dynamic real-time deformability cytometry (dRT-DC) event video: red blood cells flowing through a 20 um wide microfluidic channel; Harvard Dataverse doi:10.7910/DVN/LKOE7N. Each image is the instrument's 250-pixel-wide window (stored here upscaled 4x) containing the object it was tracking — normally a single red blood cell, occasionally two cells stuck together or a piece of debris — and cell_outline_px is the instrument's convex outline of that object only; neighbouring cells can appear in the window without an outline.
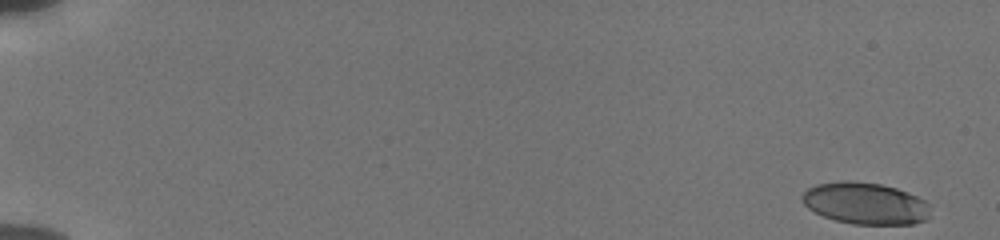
{"species": "human", "species_latin": "Homo sapiens", "temperature_condition": "cold", "stored_images_in_passage": 54, "camera_frame_rate_fps": 3000, "um_per_image_px": 0.085, "donor": {"sex": "male"}, "frame": {"image": 1, "passage_image": 1, "time_ms": 0.0, "image_size_px": [1000, 240], "cell_outline_px": [[928, 216], [924, 220], [912, 224], [852, 224], [836, 220], [824, 216], [808, 208], [800, 200], [800, 196], [808, 188], [816, 184], [840, 180], [852, 180], [880, 184], [896, 188], [908, 192], [924, 200], [928, 204]], "centroid_in_image_um": [73.51, 17.27], "position_along_channel_um": 11.5, "area_um2": 31.21}}
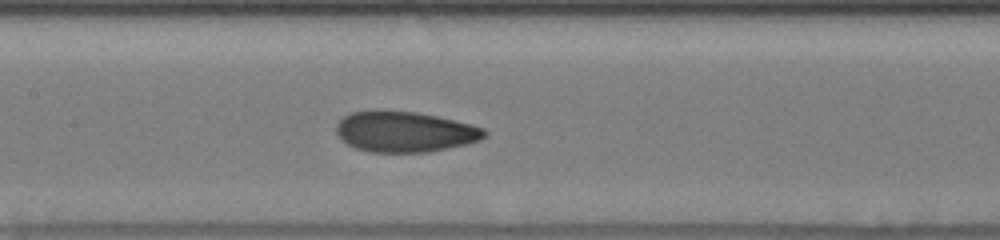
{"frame": {"image": 2, "passage_image": 28, "time_ms": 9.0, "image_size_px": [1000, 240], "cell_outline_px": [[488, 132], [480, 140], [464, 144], [428, 152], [368, 152], [356, 148], [348, 144], [336, 132], [336, 124], [344, 116], [352, 112], [376, 108], [380, 108], [416, 112], [436, 116], [472, 124], [484, 128]], "centroid_in_image_um": [34.37, 11.17], "position_along_channel_um": 173.0, "area_um2": 35.37}}
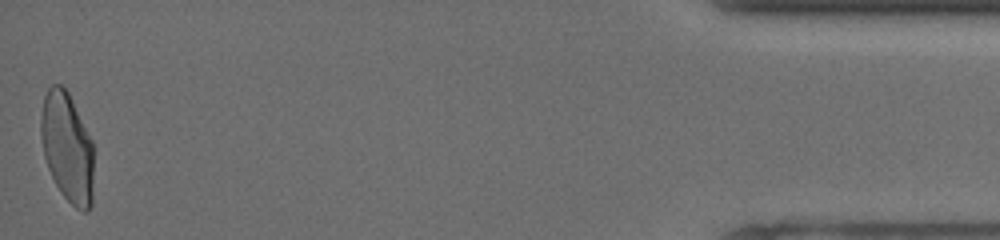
{"frame": {"image": 3, "passage_image": 54, "time_ms": 17.667, "image_size_px": [1000, 240], "cell_outline_px": [[92, 204], [88, 212], [84, 212], [76, 208], [60, 192], [48, 168], [44, 156], [40, 132], [40, 120], [44, 96], [48, 88], [52, 84], [60, 84], [68, 92], [92, 140]], "centroid_in_image_um": [5.7, 12.52], "position_along_channel_um": 429.5, "area_um2": 33.52}, "authors_computed_cell_mechanics": {"area_um2": 33.6396, "velocity_mm_per_s": 3.8442, "shape_relaxation_time_tau1_ms": 8.4266, "shape_relaxation_time_tau2_ms": 1.2314, "deformation_change_tau1": 0.2079, "deformation_change_tau2": 0.0772}}